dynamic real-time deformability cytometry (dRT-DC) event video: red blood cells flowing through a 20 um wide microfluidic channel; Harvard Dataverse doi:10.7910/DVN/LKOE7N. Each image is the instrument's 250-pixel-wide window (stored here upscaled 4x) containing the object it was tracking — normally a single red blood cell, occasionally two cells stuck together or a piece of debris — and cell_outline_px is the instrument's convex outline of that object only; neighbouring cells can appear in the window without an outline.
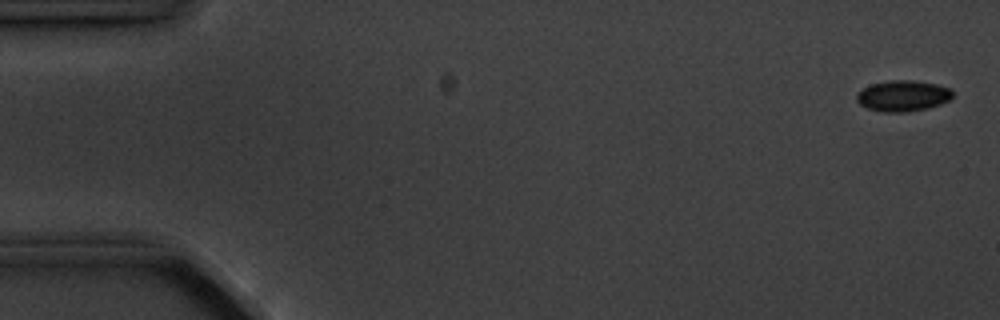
{"species": "common noctule bat (a hibernating species)", "species_latin": "Nyctalus noctula", "temperature_condition": "cold", "stored_images_in_passage": 5, "camera_frame_rate_fps": 3000, "um_per_image_px": 0.085, "animal": {"sex": "male", "body_mass_g": 20.1, "forearm_length_mm": 53.5}, "frame": {"image": 1, "passage_image": 1, "time_ms": 0.0, "image_size_px": [1000, 320], "cell_outline_px": [[952, 96], [948, 100], [940, 104], [928, 108], [904, 112], [880, 112], [868, 108], [860, 104], [856, 100], [856, 96], [864, 88], [872, 84], [888, 80], [912, 80], [936, 84], [952, 88]], "centroid_in_image_um": [76.75, 8.14], "position_along_channel_um": 8.2, "area_um2": 17.22}}
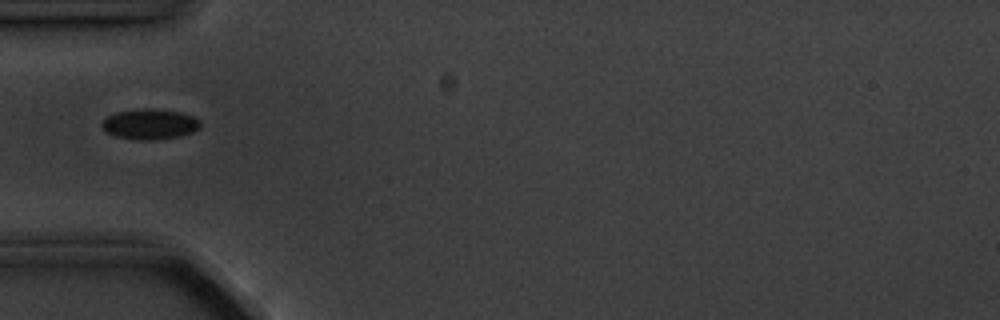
{"frame": {"image": 2, "passage_image": 5, "time_ms": 5.333, "image_size_px": [1000, 320], "cell_outline_px": [[200, 128], [192, 132], [180, 136], [152, 140], [136, 140], [116, 136], [104, 132], [100, 124], [108, 116], [116, 112], [144, 108], [152, 108], [180, 112], [192, 116], [200, 120]], "centroid_in_image_um": [12.72, 10.55], "position_along_channel_um": 72.3, "area_um2": 17.51}}